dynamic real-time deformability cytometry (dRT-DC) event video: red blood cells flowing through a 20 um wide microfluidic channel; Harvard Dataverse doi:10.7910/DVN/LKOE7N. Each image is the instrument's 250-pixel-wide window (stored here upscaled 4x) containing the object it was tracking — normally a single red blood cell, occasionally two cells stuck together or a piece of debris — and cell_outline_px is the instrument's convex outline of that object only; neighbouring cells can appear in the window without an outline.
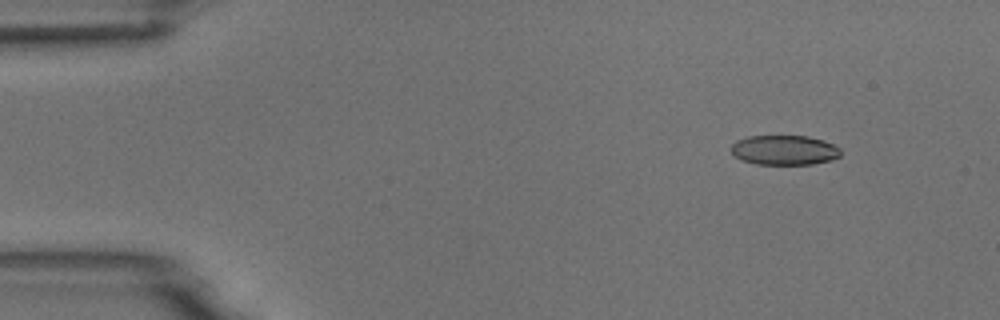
{"species": "common noctule bat (a hibernating species)", "species_latin": "Nyctalus noctula", "temperature_condition": "room temperature", "stored_images_in_passage": 8, "camera_frame_rate_fps": 3000, "um_per_image_px": 0.085, "animal": {"sex": "male", "body_mass_g": 18.8}, "frame": {"image": 1, "passage_image": 2, "time_ms": 0.333, "image_size_px": [1000, 320], "cell_outline_px": [[840, 156], [832, 160], [812, 164], [756, 164], [740, 160], [732, 152], [732, 144], [736, 140], [748, 136], [808, 136], [824, 140], [840, 148]], "centroid_in_image_um": [66.67, 12.75], "position_along_channel_um": 18.3, "area_um2": 19.02}}
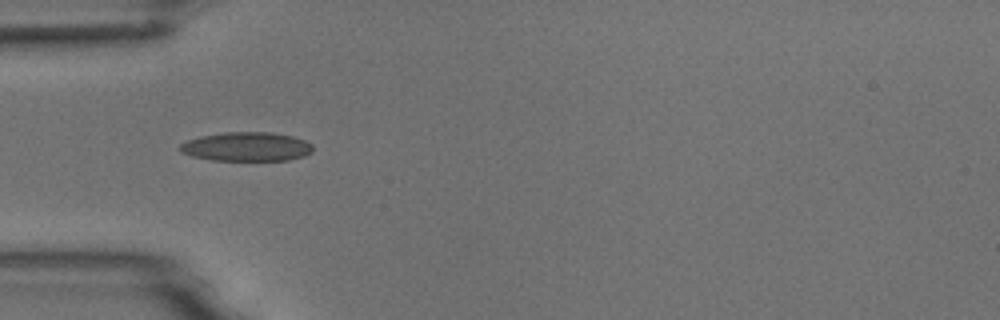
{"frame": {"image": 2, "passage_image": 5, "time_ms": 1.333, "image_size_px": [1000, 320], "cell_outline_px": [[312, 152], [304, 156], [288, 160], [212, 160], [192, 156], [180, 152], [180, 144], [188, 140], [200, 136], [224, 132], [272, 132], [292, 136], [304, 140], [312, 144]], "centroid_in_image_um": [20.96, 12.46], "position_along_channel_um": 64.0, "area_um2": 22.48}}